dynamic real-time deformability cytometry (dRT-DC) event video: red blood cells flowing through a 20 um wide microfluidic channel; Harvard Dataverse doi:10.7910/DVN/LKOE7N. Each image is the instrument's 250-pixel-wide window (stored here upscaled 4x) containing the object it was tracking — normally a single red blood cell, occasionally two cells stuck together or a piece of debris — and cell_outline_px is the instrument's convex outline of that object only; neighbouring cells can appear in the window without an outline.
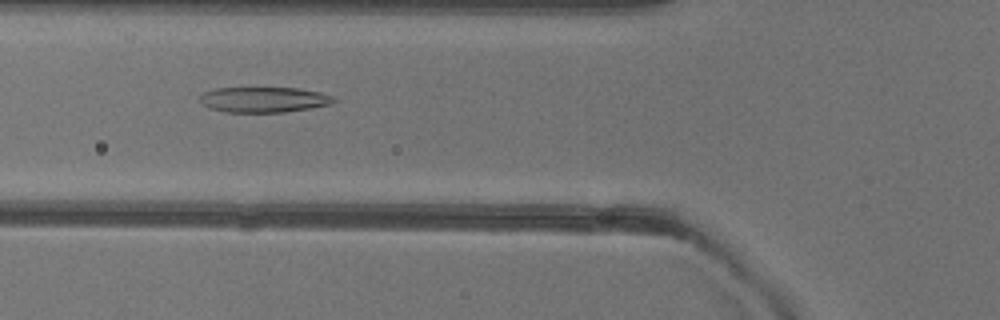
{"species": "common noctule bat (a hibernating species)", "species_latin": "Nyctalus noctula", "temperature_condition": "warm", "stored_images_in_passage": 46, "camera_frame_rate_fps": 3000, "um_per_image_px": 0.085, "animal": {"sex": "female"}, "frame": {"image": 1, "passage_image": 13, "time_ms": 4.0, "image_size_px": [1000, 320], "cell_outline_px": [[336, 100], [328, 104], [308, 108], [284, 112], [224, 112], [208, 108], [200, 100], [200, 96], [204, 92], [216, 88], [300, 88], [320, 92], [336, 96]], "centroid_in_image_um": [22.42, 8.46], "position_along_channel_um": 103.4, "area_um2": 19.77}}
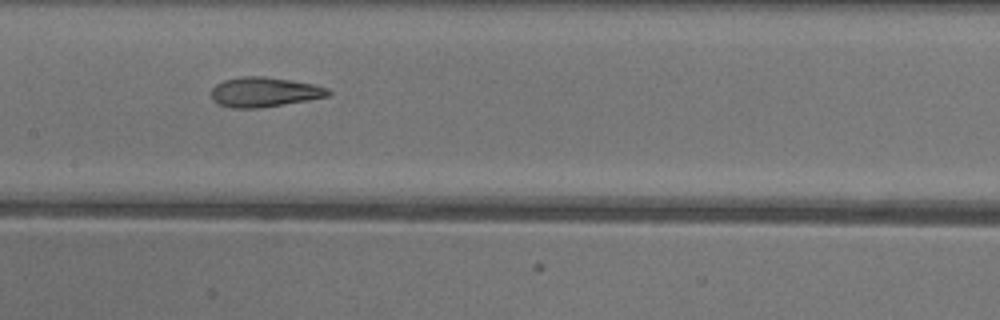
{"frame": {"image": 2, "passage_image": 19, "time_ms": 6.0, "image_size_px": [1000, 320], "cell_outline_px": [[332, 96], [260, 108], [232, 108], [216, 104], [212, 100], [212, 88], [216, 84], [224, 80], [240, 76], [264, 76], [312, 84], [328, 88], [332, 92]], "centroid_in_image_um": [22.46, 7.83], "position_along_channel_um": 184.9, "area_um2": 20.4}}
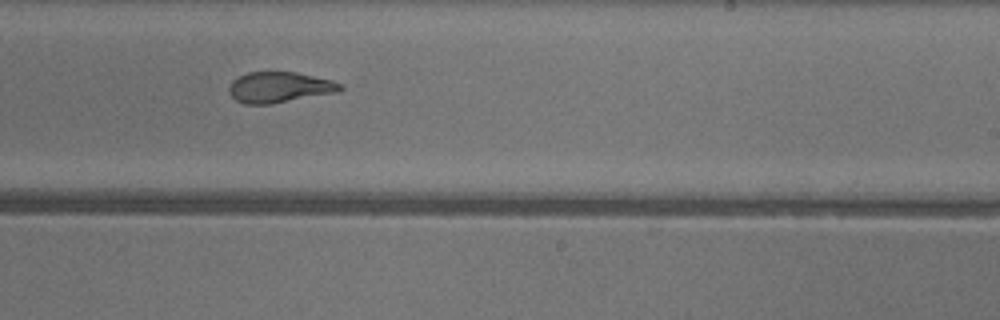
{"frame": {"image": 3, "passage_image": 25, "time_ms": 8.0, "image_size_px": [1000, 320], "cell_outline_px": [[344, 88], [336, 92], [268, 104], [244, 104], [236, 100], [228, 92], [228, 88], [232, 80], [248, 72], [296, 72], [332, 80], [340, 84]], "centroid_in_image_um": [23.71, 7.41], "position_along_channel_um": 265.3, "area_um2": 19.65}}